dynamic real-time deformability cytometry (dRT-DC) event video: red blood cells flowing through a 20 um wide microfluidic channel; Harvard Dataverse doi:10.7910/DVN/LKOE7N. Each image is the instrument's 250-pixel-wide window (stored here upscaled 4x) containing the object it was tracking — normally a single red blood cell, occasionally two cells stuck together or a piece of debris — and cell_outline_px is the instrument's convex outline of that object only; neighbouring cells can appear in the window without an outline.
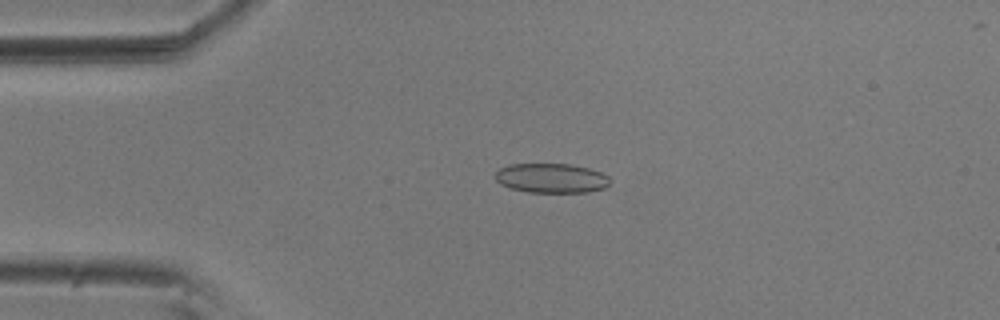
{"species": "common noctule bat (a hibernating species)", "species_latin": "Nyctalus noctula", "temperature_condition": "room temperature", "stored_images_in_passage": 30, "camera_frame_rate_fps": 3000, "um_per_image_px": 0.085, "animal": {"sex": "male", "body_mass_g": 20.5, "forearm_length_mm": 52.5}, "frame": {"image": 1, "passage_image": 11, "time_ms": 3.333, "image_size_px": [1000, 320], "cell_outline_px": [[612, 180], [608, 188], [588, 192], [528, 192], [508, 188], [500, 184], [496, 180], [496, 172], [500, 168], [508, 164], [568, 164], [588, 168], [600, 172], [608, 176]], "centroid_in_image_um": [46.89, 15.15], "position_along_channel_um": 38.1, "area_um2": 19.94}}
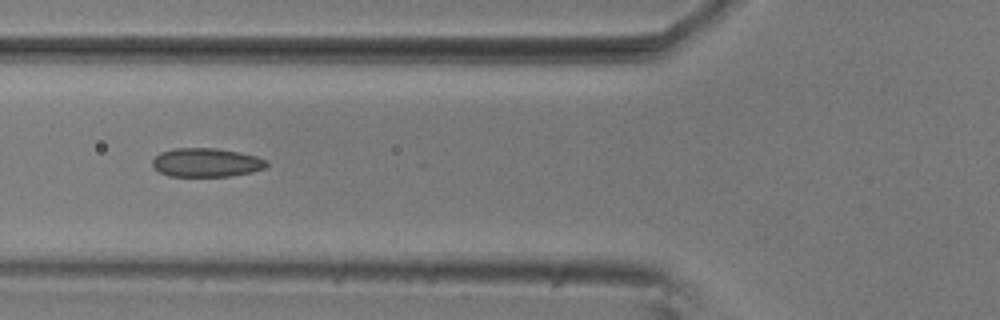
{"frame": {"image": 2, "passage_image": 19, "time_ms": 6.0, "image_size_px": [1000, 320], "cell_outline_px": [[268, 164], [264, 168], [252, 172], [232, 176], [168, 176], [160, 172], [152, 164], [152, 160], [160, 152], [172, 148], [216, 148], [256, 156], [268, 160]], "centroid_in_image_um": [17.53, 13.81], "position_along_channel_um": 108.3, "area_um2": 19.13}}
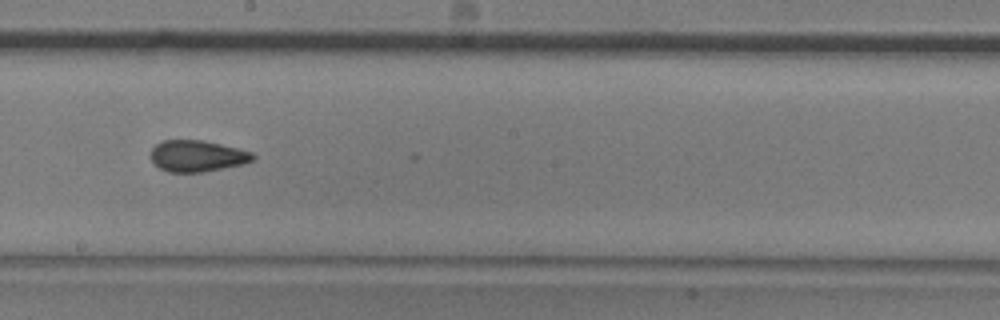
{"frame": {"image": 3, "passage_image": 29, "time_ms": 9.333, "image_size_px": [1000, 320], "cell_outline_px": [[256, 160], [244, 164], [200, 172], [168, 172], [160, 168], [148, 156], [152, 148], [156, 144], [164, 140], [200, 140], [220, 144], [252, 152], [256, 156]], "centroid_in_image_um": [16.76, 13.26], "position_along_channel_um": 231.4, "area_um2": 18.67}}